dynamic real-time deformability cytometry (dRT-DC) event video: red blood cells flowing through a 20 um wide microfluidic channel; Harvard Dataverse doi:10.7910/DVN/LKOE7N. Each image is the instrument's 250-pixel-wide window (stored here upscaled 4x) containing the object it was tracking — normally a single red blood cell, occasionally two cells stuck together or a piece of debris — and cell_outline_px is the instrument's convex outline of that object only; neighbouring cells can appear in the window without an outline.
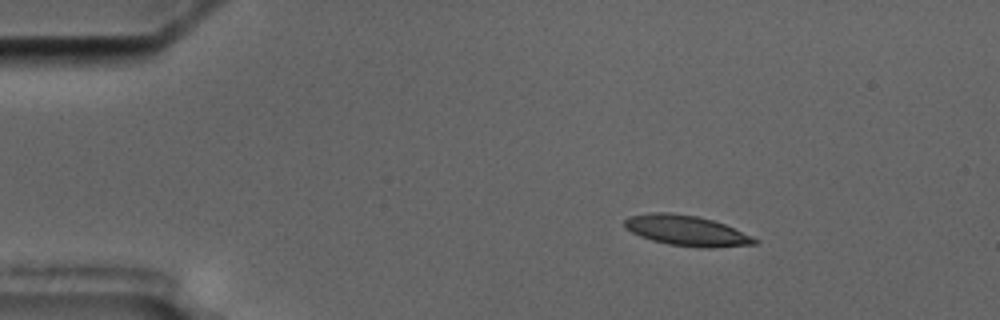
{"species": "common noctule bat (a hibernating species)", "species_latin": "Nyctalus noctula", "temperature_condition": "cold", "stored_images_in_passage": 6, "camera_frame_rate_fps": 3000, "um_per_image_px": 0.085, "animal": {"sex": "male", "body_mass_g": 17.5, "forearm_length_mm": 52.3}, "frame": {"image": 1, "passage_image": 3, "time_ms": 2.333, "image_size_px": [1000, 320], "cell_outline_px": [[760, 240], [756, 244], [712, 248], [700, 248], [668, 244], [652, 240], [640, 236], [624, 228], [624, 220], [628, 216], [652, 212], [668, 212], [696, 216], [712, 220], [724, 224], [752, 236]], "centroid_in_image_um": [58.34, 19.61], "position_along_channel_um": 26.7, "area_um2": 23.06}}
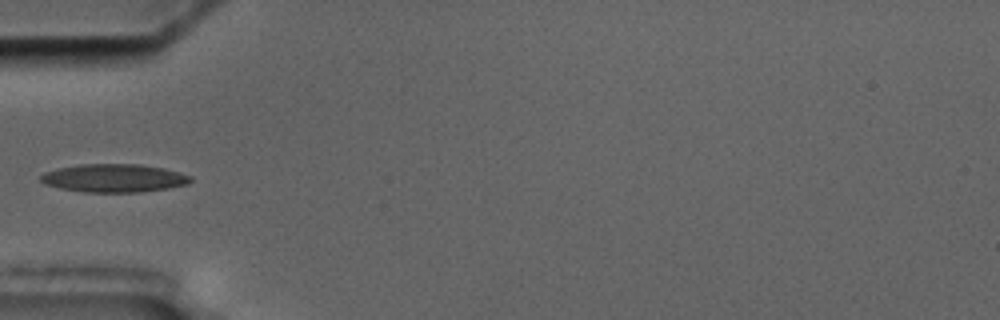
{"frame": {"image": 2, "passage_image": 6, "time_ms": 5.667, "image_size_px": [1000, 320], "cell_outline_px": [[192, 180], [188, 184], [168, 188], [140, 192], [84, 192], [60, 188], [44, 184], [40, 180], [40, 176], [44, 172], [60, 168], [80, 164], [140, 164], [164, 168], [192, 176]], "centroid_in_image_um": [9.7, 15.14], "position_along_channel_um": 75.3, "area_um2": 24.62}}